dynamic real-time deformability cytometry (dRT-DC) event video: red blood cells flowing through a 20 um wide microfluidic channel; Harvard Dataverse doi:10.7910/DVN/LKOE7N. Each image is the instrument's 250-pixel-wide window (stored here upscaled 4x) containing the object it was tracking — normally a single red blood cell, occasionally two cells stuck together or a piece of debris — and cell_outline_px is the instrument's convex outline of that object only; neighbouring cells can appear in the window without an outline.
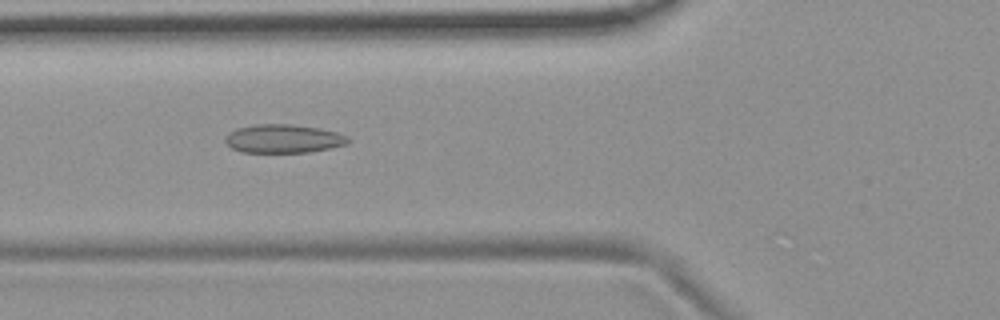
{"species": "common noctule bat (a hibernating species)", "species_latin": "Nyctalus noctula", "temperature_condition": "room temperature", "stored_images_in_passage": 44, "camera_frame_rate_fps": 3000, "um_per_image_px": 0.085, "animal": {"sex": "female", "body_mass_g": 19.9}, "frame": {"image": 1, "passage_image": 10, "time_ms": 3.0, "image_size_px": [1000, 320], "cell_outline_px": [[348, 144], [308, 152], [240, 152], [232, 148], [224, 140], [228, 132], [236, 128], [256, 124], [292, 124], [320, 128], [336, 132], [348, 136]], "centroid_in_image_um": [24.06, 11.78], "position_along_channel_um": 101.7, "area_um2": 20.4}}
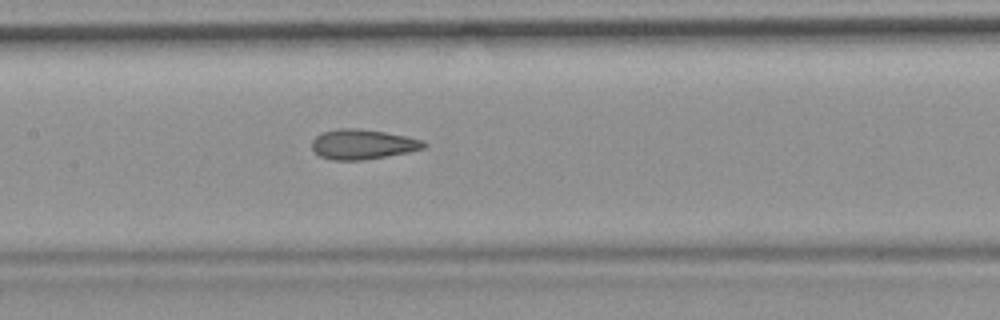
{"frame": {"image": 2, "passage_image": 16, "time_ms": 5.0, "image_size_px": [1000, 320], "cell_outline_px": [[428, 144], [424, 148], [408, 152], [388, 156], [364, 160], [332, 160], [320, 156], [312, 148], [312, 140], [320, 132], [340, 128], [356, 128], [384, 132], [424, 140]], "centroid_in_image_um": [30.82, 12.26], "position_along_channel_um": 176.6, "area_um2": 19.54}}
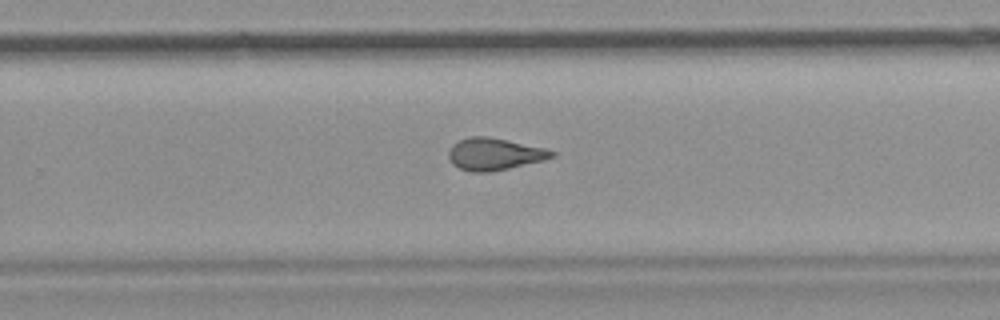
{"frame": {"image": 3, "passage_image": 25, "time_ms": 8.0, "image_size_px": [1000, 320], "cell_outline_px": [[556, 156], [544, 160], [508, 168], [488, 172], [472, 172], [460, 168], [452, 164], [448, 156], [448, 152], [452, 144], [460, 140], [472, 136], [488, 136], [544, 148], [556, 152]], "centroid_in_image_um": [42.01, 13.09], "position_along_channel_um": 287.8, "area_um2": 19.13}, "authors_computed_cell_mechanics": {"area_um2": 19.4497, "velocity_mm_per_s": 3.7265, "shape_relaxation_time_tau1_ms": null, "shape_relaxation_time_tau2_ms": 2.1419, "deformation_change_tau1": null, "deformation_change_tau2": 0.0925}}